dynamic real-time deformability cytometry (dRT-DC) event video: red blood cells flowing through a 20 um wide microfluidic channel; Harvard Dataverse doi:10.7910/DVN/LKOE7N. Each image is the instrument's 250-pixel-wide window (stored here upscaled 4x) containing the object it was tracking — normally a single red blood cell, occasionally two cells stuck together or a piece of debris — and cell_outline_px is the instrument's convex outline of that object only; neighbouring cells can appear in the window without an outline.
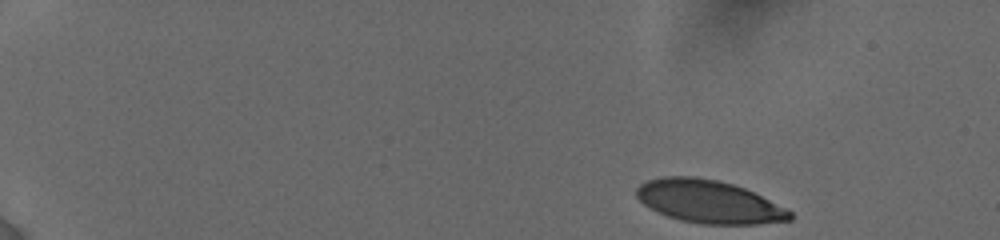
{"species": "human", "species_latin": "Homo sapiens", "temperature_condition": "cold", "stored_images_in_passage": 10, "camera_frame_rate_fps": 3000, "um_per_image_px": 0.085, "donor": {"sex": "female"}, "frame": {"image": 1, "passage_image": 1, "time_ms": 0.0, "image_size_px": [1000, 240], "cell_outline_px": [[792, 220], [760, 224], [700, 224], [680, 220], [656, 212], [644, 204], [636, 196], [636, 188], [640, 184], [648, 180], [664, 176], [696, 176], [720, 180], [744, 188], [792, 212]], "centroid_in_image_um": [60.22, 17.14], "position_along_channel_um": 24.8, "area_um2": 38.26}}
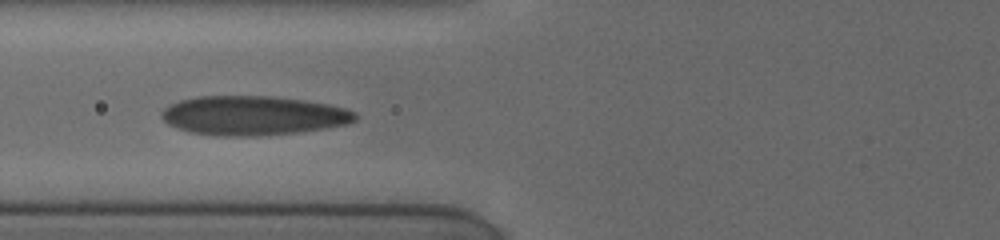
{"frame": {"image": 2, "passage_image": 7, "time_ms": 5.667, "image_size_px": [1000, 240], "cell_outline_px": [[356, 120], [348, 124], [300, 132], [256, 136], [216, 136], [188, 132], [176, 128], [168, 124], [160, 116], [160, 112], [164, 108], [180, 100], [196, 96], [272, 96], [304, 100], [328, 104], [344, 108], [356, 112]], "centroid_in_image_um": [21.49, 9.82], "position_along_channel_um": 104.3, "area_um2": 44.56}}
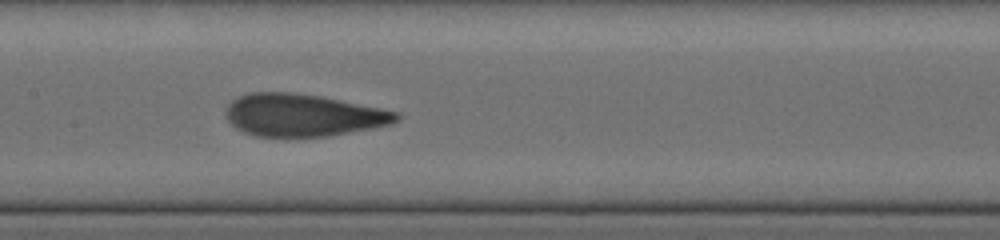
{"frame": {"image": 3, "passage_image": 9, "time_ms": 7.667, "image_size_px": [1000, 240], "cell_outline_px": [[400, 120], [392, 124], [372, 128], [328, 136], [296, 140], [256, 136], [244, 132], [236, 128], [228, 120], [228, 104], [232, 100], [240, 96], [252, 92], [292, 92], [320, 96], [400, 112]], "centroid_in_image_um": [25.77, 9.83], "position_along_channel_um": 181.6, "area_um2": 42.83}}